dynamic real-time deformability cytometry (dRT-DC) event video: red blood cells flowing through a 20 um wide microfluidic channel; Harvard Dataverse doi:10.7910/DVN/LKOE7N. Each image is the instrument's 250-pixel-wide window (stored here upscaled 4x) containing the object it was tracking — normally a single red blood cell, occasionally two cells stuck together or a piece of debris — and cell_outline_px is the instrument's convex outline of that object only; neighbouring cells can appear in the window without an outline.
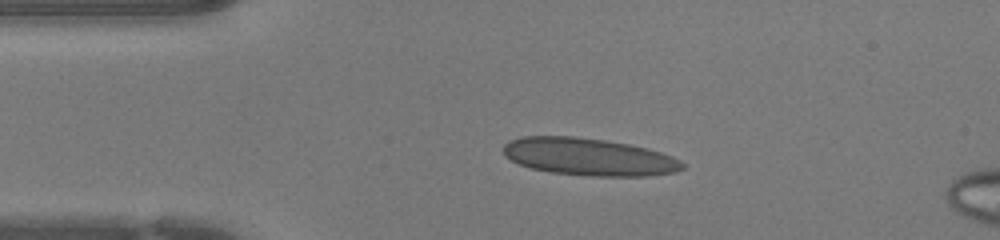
{"species": "human", "species_latin": "Homo sapiens", "temperature_condition": "warm", "stored_images_in_passage": 37, "camera_frame_rate_fps": 3000, "um_per_image_px": 0.085, "donor": {"sex": "female"}, "frame": {"image": 1, "passage_image": 1, "time_ms": 0.0, "image_size_px": [1000, 240], "cell_outline_px": [[684, 168], [676, 172], [648, 176], [588, 176], [552, 172], [532, 168], [520, 164], [504, 156], [504, 144], [508, 140], [520, 136], [576, 136], [604, 140], [628, 144], [660, 152], [672, 156], [680, 160], [684, 164]], "centroid_in_image_um": [50.04, 13.33], "position_along_channel_um": 35.0, "area_um2": 39.02}}
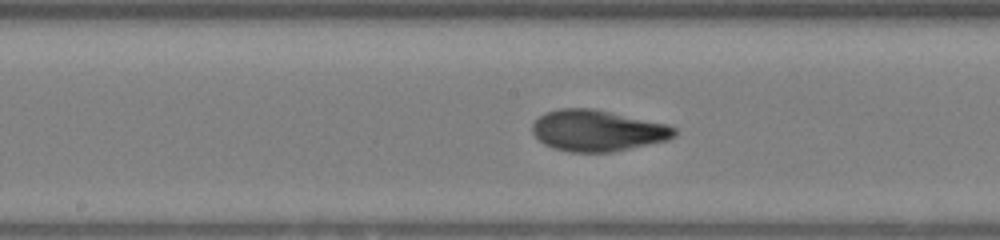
{"frame": {"image": 2, "passage_image": 14, "time_ms": 4.333, "image_size_px": [1000, 240], "cell_outline_px": [[676, 136], [668, 140], [612, 152], [568, 152], [552, 148], [544, 144], [532, 132], [532, 124], [544, 112], [560, 108], [592, 108], [668, 124], [676, 128]], "centroid_in_image_um": [50.78, 11.1], "position_along_channel_um": 197.4, "area_um2": 34.22}}
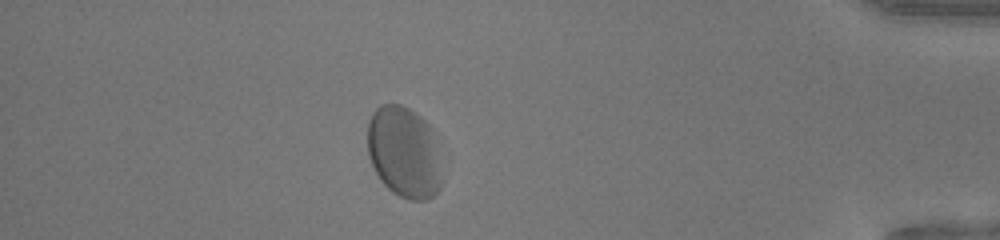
{"frame": {"image": 3, "passage_image": 31, "time_ms": 10.0, "image_size_px": [1000, 240], "cell_outline_px": [[440, 188], [428, 200], [408, 200], [392, 192], [380, 180], [368, 156], [368, 124], [372, 112], [380, 104], [400, 104], [408, 108], [420, 116], [428, 124], [432, 132], [440, 180]], "centroid_in_image_um": [34.28, 12.93], "position_along_channel_um": 400.9, "area_um2": 38.9}}